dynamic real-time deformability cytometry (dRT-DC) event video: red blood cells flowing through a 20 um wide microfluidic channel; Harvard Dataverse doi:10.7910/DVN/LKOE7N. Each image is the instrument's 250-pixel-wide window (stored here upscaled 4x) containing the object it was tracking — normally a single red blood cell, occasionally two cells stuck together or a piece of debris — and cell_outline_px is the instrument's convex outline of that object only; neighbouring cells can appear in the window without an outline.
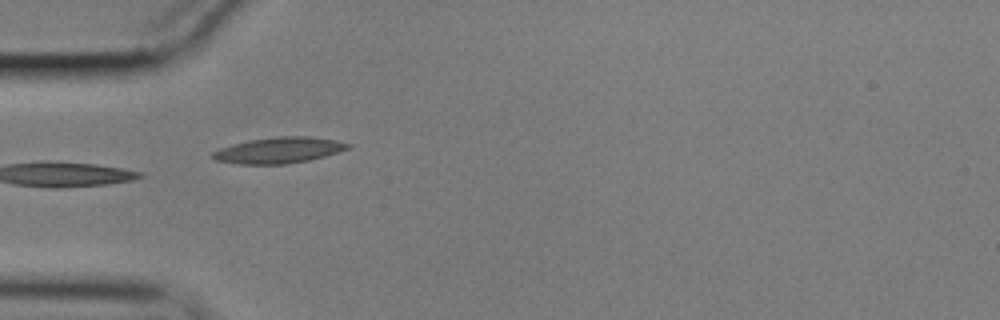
{"species": "common noctule bat (a hibernating species)", "species_latin": "Nyctalus noctula", "temperature_condition": "cold", "stored_images_in_passage": 19, "camera_frame_rate_fps": 3000, "um_per_image_px": 0.085, "animal": {"sex": "male", "body_mass_g": 17.9}, "frame": {"image": 1, "passage_image": 1, "time_ms": 0.0, "image_size_px": [1000, 320], "cell_outline_px": [[352, 148], [324, 156], [308, 160], [284, 164], [240, 164], [216, 160], [212, 156], [212, 152], [220, 148], [232, 144], [248, 140], [280, 136], [308, 136], [336, 140], [352, 144]], "centroid_in_image_um": [23.73, 12.76], "position_along_channel_um": 61.3, "area_um2": 20.4}}